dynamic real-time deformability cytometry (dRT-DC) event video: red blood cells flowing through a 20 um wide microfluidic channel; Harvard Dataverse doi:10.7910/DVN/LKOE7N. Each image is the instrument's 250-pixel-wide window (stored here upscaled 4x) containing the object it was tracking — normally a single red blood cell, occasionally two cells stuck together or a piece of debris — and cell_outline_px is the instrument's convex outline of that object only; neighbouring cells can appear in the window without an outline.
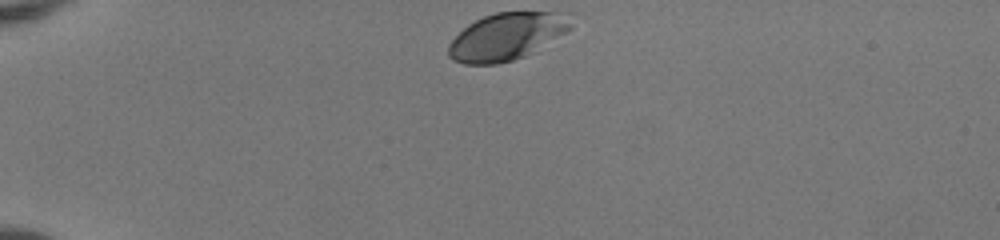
{"species": "human", "species_latin": "Homo sapiens", "temperature_condition": "room temperature", "stored_images_in_passage": 34, "camera_frame_rate_fps": 3000, "um_per_image_px": 0.085, "donor": {"sex": "female"}, "frame": {"image": 1, "passage_image": 1, "time_ms": 0.0, "image_size_px": [1000, 240], "cell_outline_px": [[572, 28], [568, 32], [536, 52], [512, 60], [496, 64], [464, 64], [452, 60], [448, 56], [448, 44], [468, 24], [484, 16], [496, 12], [572, 12]], "centroid_in_image_um": [43.15, 3.09], "position_along_channel_um": 41.8, "area_um2": 34.28}}
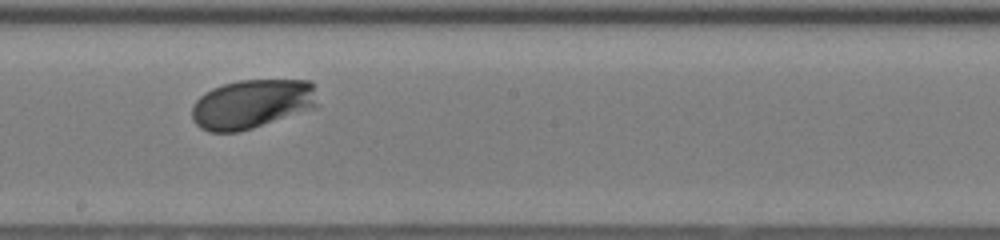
{"frame": {"image": 2, "passage_image": 19, "time_ms": 6.0, "image_size_px": [1000, 240], "cell_outline_px": [[320, 104], [316, 108], [252, 128], [236, 132], [208, 132], [200, 128], [192, 120], [192, 104], [204, 92], [212, 88], [224, 84], [240, 80], [308, 80], [312, 84]], "centroid_in_image_um": [21.41, 8.84], "position_along_channel_um": 226.8, "area_um2": 36.3}}
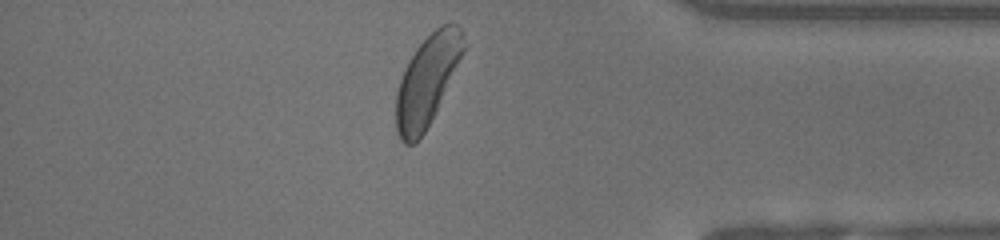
{"frame": {"image": 3, "passage_image": 33, "time_ms": 10.667, "image_size_px": [1000, 240], "cell_outline_px": [[464, 48], [436, 108], [424, 132], [412, 144], [404, 144], [400, 140], [396, 132], [396, 92], [404, 68], [408, 60], [416, 48], [440, 24], [456, 24], [460, 28]], "centroid_in_image_um": [36.23, 6.85], "position_along_channel_um": 399.0, "area_um2": 34.04}, "authors_computed_cell_mechanics": {"area_um2": 34.4488, "velocity_mm_per_s": 4.0325, "shape_relaxation_time_tau1_ms": 0.681, "shape_relaxation_time_tau2_ms": null, "deformation_change_tau1": 0.0794, "deformation_change_tau2": null}}